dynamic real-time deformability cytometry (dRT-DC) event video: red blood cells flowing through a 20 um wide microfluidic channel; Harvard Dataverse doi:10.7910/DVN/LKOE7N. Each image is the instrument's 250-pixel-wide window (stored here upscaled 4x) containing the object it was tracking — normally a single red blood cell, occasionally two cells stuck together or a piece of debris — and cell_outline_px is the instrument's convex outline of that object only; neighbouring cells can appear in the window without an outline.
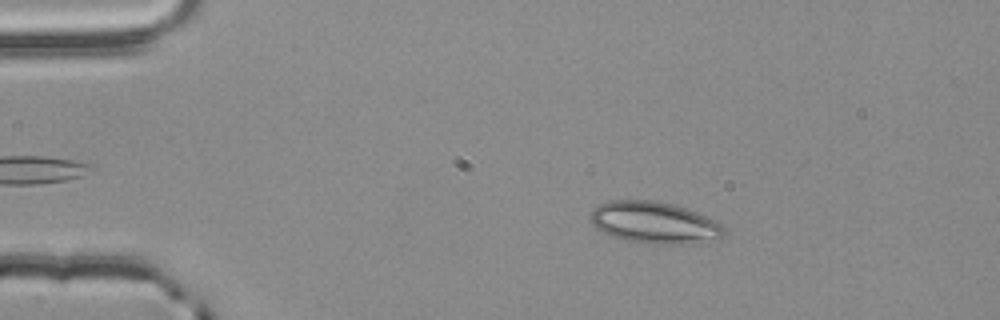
{"species": "common noctule bat (a hibernating species)", "species_latin": "Nyctalus noctula", "temperature_condition": "room temperature", "stored_images_in_passage": 55, "camera_frame_rate_fps": 3000, "um_per_image_px": 0.085, "animal": {"sex": "male", "body_mass_g": 20.4}, "frame": {"image": 1, "passage_image": 10, "time_ms": 3.0, "image_size_px": [1000, 320], "cell_outline_px": [[724, 236], [684, 244], [644, 244], [612, 236], [596, 228], [592, 224], [592, 212], [600, 204], [612, 200], [652, 200], [672, 204], [696, 212], [720, 224], [724, 228]], "centroid_in_image_um": [55.58, 18.92], "position_along_channel_um": 29.4, "area_um2": 31.79}}
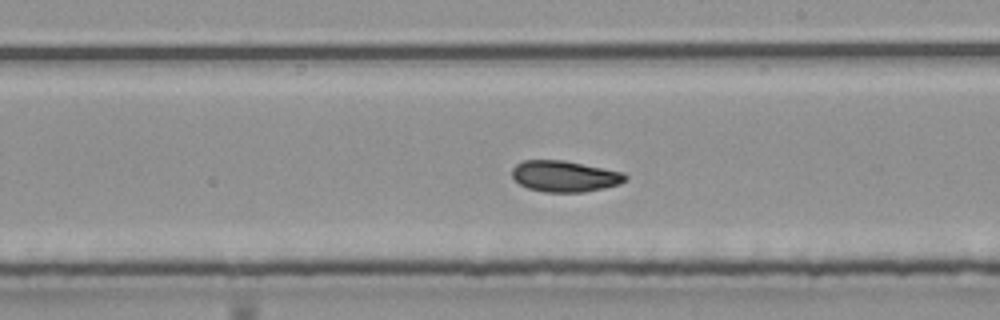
{"frame": {"image": 2, "passage_image": 32, "time_ms": 10.333, "image_size_px": [1000, 320], "cell_outline_px": [[628, 180], [620, 184], [604, 188], [584, 192], [544, 192], [528, 188], [520, 184], [512, 176], [512, 168], [516, 164], [524, 160], [564, 160], [624, 172], [628, 176]], "centroid_in_image_um": [48.03, 14.98], "position_along_channel_um": 241.0, "area_um2": 20.69}}
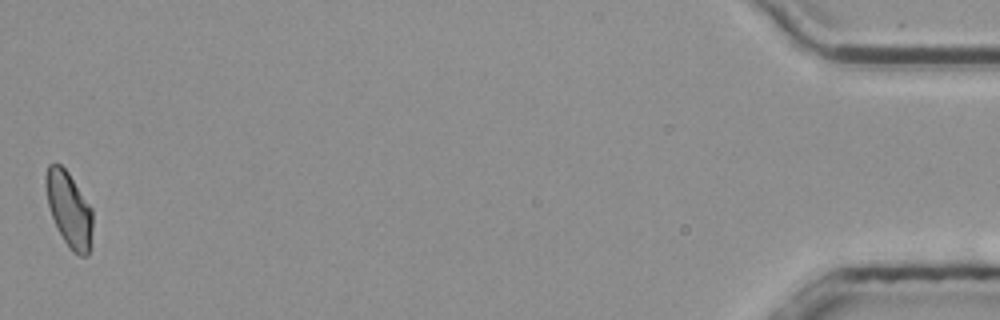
{"frame": {"image": 3, "passage_image": 55, "time_ms": 18.0, "image_size_px": [1000, 320], "cell_outline_px": [[92, 244], [88, 256], [80, 256], [72, 252], [64, 240], [52, 216], [48, 204], [44, 184], [44, 176], [48, 164], [60, 164], [68, 172], [92, 208]], "centroid_in_image_um": [5.88, 17.8], "position_along_channel_um": 429.3, "area_um2": 20.58}, "authors_computed_cell_mechanics": {"area_um2": 20.6924, "velocity_mm_per_s": 3.7693, "shape_relaxation_time_tau1_ms": null, "shape_relaxation_time_tau2_ms": 3.5029, "deformation_change_tau1": null, "deformation_change_tau2": 0.0839}}